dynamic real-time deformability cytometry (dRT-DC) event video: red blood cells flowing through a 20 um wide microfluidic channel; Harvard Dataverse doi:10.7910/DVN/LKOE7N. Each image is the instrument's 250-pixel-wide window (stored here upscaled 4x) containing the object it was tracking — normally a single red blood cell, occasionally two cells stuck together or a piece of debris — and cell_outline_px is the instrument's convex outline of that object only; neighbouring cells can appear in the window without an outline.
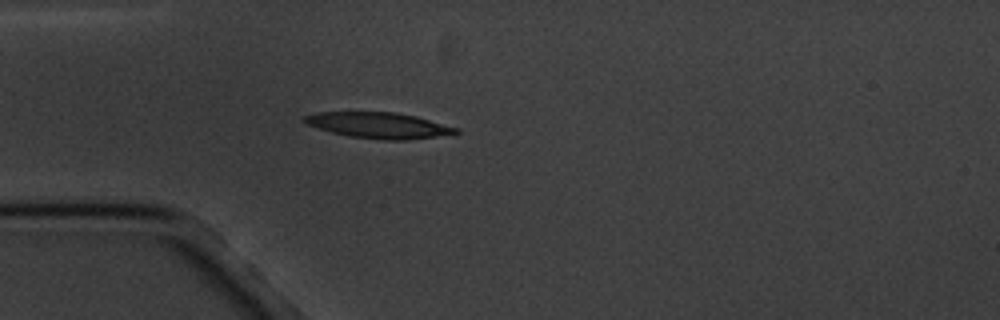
{"species": "common noctule bat (a hibernating species)", "species_latin": "Nyctalus noctula", "temperature_condition": "cold", "stored_images_in_passage": 5, "camera_frame_rate_fps": 3000, "um_per_image_px": 0.085, "animal": {"sex": "male", "body_mass_g": 20.1, "forearm_length_mm": 53.5}, "frame": {"image": 1, "passage_image": 5, "time_ms": 4.667, "image_size_px": [1000, 320], "cell_outline_px": [[460, 132], [408, 140], [380, 140], [352, 136], [332, 132], [308, 124], [300, 120], [304, 116], [316, 112], [396, 112], [416, 116], [460, 128]], "centroid_in_image_um": [32.2, 10.64], "position_along_channel_um": 52.8, "area_um2": 22.66}}